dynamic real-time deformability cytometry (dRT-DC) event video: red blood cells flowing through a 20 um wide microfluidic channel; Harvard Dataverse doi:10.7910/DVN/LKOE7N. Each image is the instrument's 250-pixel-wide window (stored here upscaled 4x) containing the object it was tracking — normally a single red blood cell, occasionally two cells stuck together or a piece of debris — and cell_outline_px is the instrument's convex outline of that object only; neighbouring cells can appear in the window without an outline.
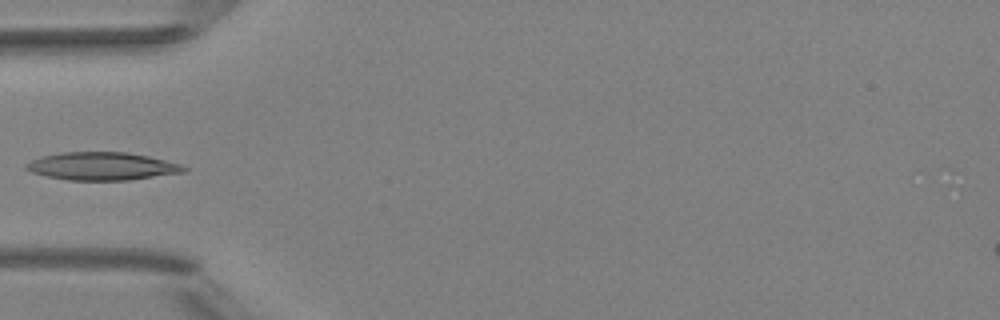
{"species": "Egyptian fruit bat (a non-hibernating species)", "species_latin": "Rousettus aegyptiacus", "temperature_condition": "room temperature", "stored_images_in_passage": 6, "camera_frame_rate_fps": 3000, "um_per_image_px": 0.085, "animal": {"sex": "female"}, "frame": {"image": 1, "passage_image": 4, "time_ms": 3.667, "image_size_px": [1000, 320], "cell_outline_px": [[188, 168], [184, 172], [128, 180], [68, 180], [48, 176], [32, 172], [24, 168], [24, 164], [32, 160], [44, 156], [60, 152], [128, 152], [148, 156], [180, 164]], "centroid_in_image_um": [8.66, 14.12], "position_along_channel_um": 76.3, "area_um2": 25.43}}
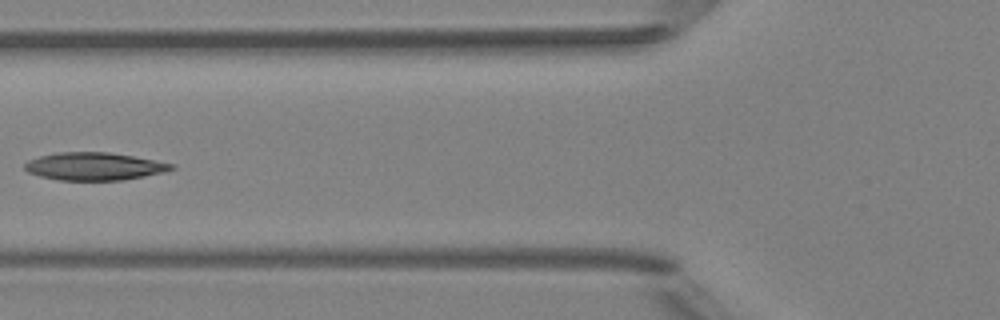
{"frame": {"image": 2, "passage_image": 5, "time_ms": 4.667, "image_size_px": [1000, 320], "cell_outline_px": [[176, 168], [164, 172], [124, 180], [56, 180], [40, 176], [28, 172], [24, 168], [24, 164], [28, 160], [40, 156], [56, 152], [108, 152], [132, 156], [176, 164]], "centroid_in_image_um": [8.01, 14.14], "position_along_channel_um": 117.8, "area_um2": 23.76}}
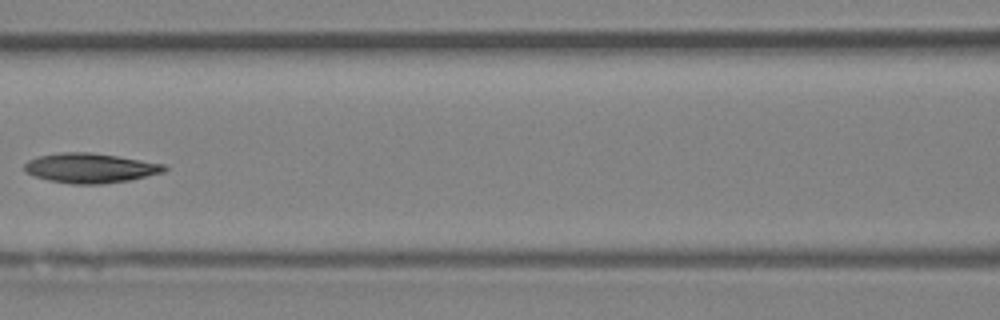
{"frame": {"image": 3, "passage_image": 6, "time_ms": 5.667, "image_size_px": [1000, 320], "cell_outline_px": [[168, 168], [164, 172], [128, 180], [104, 184], [72, 184], [48, 180], [24, 172], [24, 164], [28, 160], [40, 156], [60, 152], [88, 152], [116, 156], [164, 164]], "centroid_in_image_um": [7.64, 14.29], "position_along_channel_um": 159.0, "area_um2": 24.04}}